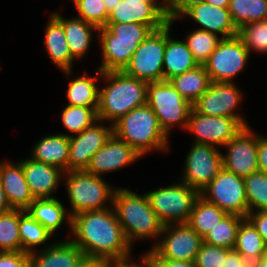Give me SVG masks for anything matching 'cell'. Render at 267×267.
Returning a JSON list of instances; mask_svg holds the SVG:
<instances>
[{
  "label": "cell",
  "mask_w": 267,
  "mask_h": 267,
  "mask_svg": "<svg viewBox=\"0 0 267 267\" xmlns=\"http://www.w3.org/2000/svg\"><path fill=\"white\" fill-rule=\"evenodd\" d=\"M70 236H73L71 240L86 258L112 263L132 256V246L125 237L113 206L72 216Z\"/></svg>",
  "instance_id": "1"
},
{
  "label": "cell",
  "mask_w": 267,
  "mask_h": 267,
  "mask_svg": "<svg viewBox=\"0 0 267 267\" xmlns=\"http://www.w3.org/2000/svg\"><path fill=\"white\" fill-rule=\"evenodd\" d=\"M104 87H99L98 120L114 124L136 107L147 103L148 82L123 71L102 72Z\"/></svg>",
  "instance_id": "2"
},
{
  "label": "cell",
  "mask_w": 267,
  "mask_h": 267,
  "mask_svg": "<svg viewBox=\"0 0 267 267\" xmlns=\"http://www.w3.org/2000/svg\"><path fill=\"white\" fill-rule=\"evenodd\" d=\"M112 206L128 243L135 240L161 238L164 224L159 220L146 194H137L127 188H116Z\"/></svg>",
  "instance_id": "3"
},
{
  "label": "cell",
  "mask_w": 267,
  "mask_h": 267,
  "mask_svg": "<svg viewBox=\"0 0 267 267\" xmlns=\"http://www.w3.org/2000/svg\"><path fill=\"white\" fill-rule=\"evenodd\" d=\"M153 29L140 23H107L98 30L102 72L123 71L132 55Z\"/></svg>",
  "instance_id": "4"
},
{
  "label": "cell",
  "mask_w": 267,
  "mask_h": 267,
  "mask_svg": "<svg viewBox=\"0 0 267 267\" xmlns=\"http://www.w3.org/2000/svg\"><path fill=\"white\" fill-rule=\"evenodd\" d=\"M113 134L127 142L141 157L154 150L169 151V137L147 103L134 108L115 122Z\"/></svg>",
  "instance_id": "5"
},
{
  "label": "cell",
  "mask_w": 267,
  "mask_h": 267,
  "mask_svg": "<svg viewBox=\"0 0 267 267\" xmlns=\"http://www.w3.org/2000/svg\"><path fill=\"white\" fill-rule=\"evenodd\" d=\"M63 179L71 206V217L85 211L112 207L116 188H112L104 178L81 170L65 172Z\"/></svg>",
  "instance_id": "6"
},
{
  "label": "cell",
  "mask_w": 267,
  "mask_h": 267,
  "mask_svg": "<svg viewBox=\"0 0 267 267\" xmlns=\"http://www.w3.org/2000/svg\"><path fill=\"white\" fill-rule=\"evenodd\" d=\"M147 104L154 111L160 127L168 137L176 125L186 130L192 105L179 94L170 81L148 83Z\"/></svg>",
  "instance_id": "7"
},
{
  "label": "cell",
  "mask_w": 267,
  "mask_h": 267,
  "mask_svg": "<svg viewBox=\"0 0 267 267\" xmlns=\"http://www.w3.org/2000/svg\"><path fill=\"white\" fill-rule=\"evenodd\" d=\"M151 208L165 224L187 223L199 192L182 181L145 193Z\"/></svg>",
  "instance_id": "8"
},
{
  "label": "cell",
  "mask_w": 267,
  "mask_h": 267,
  "mask_svg": "<svg viewBox=\"0 0 267 267\" xmlns=\"http://www.w3.org/2000/svg\"><path fill=\"white\" fill-rule=\"evenodd\" d=\"M166 47V24L153 30L141 42L123 72L148 83L164 81L163 58Z\"/></svg>",
  "instance_id": "9"
},
{
  "label": "cell",
  "mask_w": 267,
  "mask_h": 267,
  "mask_svg": "<svg viewBox=\"0 0 267 267\" xmlns=\"http://www.w3.org/2000/svg\"><path fill=\"white\" fill-rule=\"evenodd\" d=\"M160 240L147 251L154 259L195 261L203 238L187 223L165 224Z\"/></svg>",
  "instance_id": "10"
},
{
  "label": "cell",
  "mask_w": 267,
  "mask_h": 267,
  "mask_svg": "<svg viewBox=\"0 0 267 267\" xmlns=\"http://www.w3.org/2000/svg\"><path fill=\"white\" fill-rule=\"evenodd\" d=\"M199 195L228 214L246 218L249 213L244 179L224 168Z\"/></svg>",
  "instance_id": "11"
},
{
  "label": "cell",
  "mask_w": 267,
  "mask_h": 267,
  "mask_svg": "<svg viewBox=\"0 0 267 267\" xmlns=\"http://www.w3.org/2000/svg\"><path fill=\"white\" fill-rule=\"evenodd\" d=\"M250 53L238 36L222 38L204 64L212 82L234 83L235 77L245 69Z\"/></svg>",
  "instance_id": "12"
},
{
  "label": "cell",
  "mask_w": 267,
  "mask_h": 267,
  "mask_svg": "<svg viewBox=\"0 0 267 267\" xmlns=\"http://www.w3.org/2000/svg\"><path fill=\"white\" fill-rule=\"evenodd\" d=\"M222 154L216 146L194 142L185 159L180 181L200 193L223 168Z\"/></svg>",
  "instance_id": "13"
},
{
  "label": "cell",
  "mask_w": 267,
  "mask_h": 267,
  "mask_svg": "<svg viewBox=\"0 0 267 267\" xmlns=\"http://www.w3.org/2000/svg\"><path fill=\"white\" fill-rule=\"evenodd\" d=\"M241 90L235 83L212 82L207 91L192 105L203 115L222 116L237 119L244 127L249 124L236 110L242 102Z\"/></svg>",
  "instance_id": "14"
},
{
  "label": "cell",
  "mask_w": 267,
  "mask_h": 267,
  "mask_svg": "<svg viewBox=\"0 0 267 267\" xmlns=\"http://www.w3.org/2000/svg\"><path fill=\"white\" fill-rule=\"evenodd\" d=\"M243 128L235 118L203 115L192 107L186 130L194 134L195 143L224 147Z\"/></svg>",
  "instance_id": "15"
},
{
  "label": "cell",
  "mask_w": 267,
  "mask_h": 267,
  "mask_svg": "<svg viewBox=\"0 0 267 267\" xmlns=\"http://www.w3.org/2000/svg\"><path fill=\"white\" fill-rule=\"evenodd\" d=\"M224 147L228 149L222 154L224 169L242 178L259 171L257 134L250 126L244 127Z\"/></svg>",
  "instance_id": "16"
},
{
  "label": "cell",
  "mask_w": 267,
  "mask_h": 267,
  "mask_svg": "<svg viewBox=\"0 0 267 267\" xmlns=\"http://www.w3.org/2000/svg\"><path fill=\"white\" fill-rule=\"evenodd\" d=\"M103 123V121L98 120L80 134L69 137L68 172L86 170L92 156L113 135V125L104 126Z\"/></svg>",
  "instance_id": "17"
},
{
  "label": "cell",
  "mask_w": 267,
  "mask_h": 267,
  "mask_svg": "<svg viewBox=\"0 0 267 267\" xmlns=\"http://www.w3.org/2000/svg\"><path fill=\"white\" fill-rule=\"evenodd\" d=\"M107 23H140L157 30L168 23L166 6L161 0H121Z\"/></svg>",
  "instance_id": "18"
},
{
  "label": "cell",
  "mask_w": 267,
  "mask_h": 267,
  "mask_svg": "<svg viewBox=\"0 0 267 267\" xmlns=\"http://www.w3.org/2000/svg\"><path fill=\"white\" fill-rule=\"evenodd\" d=\"M139 158L142 157L127 142L118 139L113 134L106 144L92 156L86 171L103 177L102 175L120 170L138 161Z\"/></svg>",
  "instance_id": "19"
},
{
  "label": "cell",
  "mask_w": 267,
  "mask_h": 267,
  "mask_svg": "<svg viewBox=\"0 0 267 267\" xmlns=\"http://www.w3.org/2000/svg\"><path fill=\"white\" fill-rule=\"evenodd\" d=\"M188 16L201 26L198 29L215 33L222 38H230L238 34V29L231 19L228 7H217L207 2L199 3L187 9L180 18L169 22L173 25L174 21Z\"/></svg>",
  "instance_id": "20"
},
{
  "label": "cell",
  "mask_w": 267,
  "mask_h": 267,
  "mask_svg": "<svg viewBox=\"0 0 267 267\" xmlns=\"http://www.w3.org/2000/svg\"><path fill=\"white\" fill-rule=\"evenodd\" d=\"M0 181L12 209L26 210L35 200L25 178L22 160L0 161Z\"/></svg>",
  "instance_id": "21"
},
{
  "label": "cell",
  "mask_w": 267,
  "mask_h": 267,
  "mask_svg": "<svg viewBox=\"0 0 267 267\" xmlns=\"http://www.w3.org/2000/svg\"><path fill=\"white\" fill-rule=\"evenodd\" d=\"M22 168L34 198H55L53 193L65 174L62 169L30 157L22 160Z\"/></svg>",
  "instance_id": "22"
},
{
  "label": "cell",
  "mask_w": 267,
  "mask_h": 267,
  "mask_svg": "<svg viewBox=\"0 0 267 267\" xmlns=\"http://www.w3.org/2000/svg\"><path fill=\"white\" fill-rule=\"evenodd\" d=\"M66 240H55L48 247L29 253V267H77L84 258L83 252L71 239Z\"/></svg>",
  "instance_id": "23"
},
{
  "label": "cell",
  "mask_w": 267,
  "mask_h": 267,
  "mask_svg": "<svg viewBox=\"0 0 267 267\" xmlns=\"http://www.w3.org/2000/svg\"><path fill=\"white\" fill-rule=\"evenodd\" d=\"M44 45L53 63L69 77L73 74V62L71 51L65 37L63 25L51 14L48 18L44 33Z\"/></svg>",
  "instance_id": "24"
},
{
  "label": "cell",
  "mask_w": 267,
  "mask_h": 267,
  "mask_svg": "<svg viewBox=\"0 0 267 267\" xmlns=\"http://www.w3.org/2000/svg\"><path fill=\"white\" fill-rule=\"evenodd\" d=\"M172 24H166V47L163 58L164 81L191 70L199 64L195 61L186 42L170 36Z\"/></svg>",
  "instance_id": "25"
},
{
  "label": "cell",
  "mask_w": 267,
  "mask_h": 267,
  "mask_svg": "<svg viewBox=\"0 0 267 267\" xmlns=\"http://www.w3.org/2000/svg\"><path fill=\"white\" fill-rule=\"evenodd\" d=\"M64 206L57 197L35 198L26 211L52 234H55L65 221L69 228L67 237H71L72 217Z\"/></svg>",
  "instance_id": "26"
},
{
  "label": "cell",
  "mask_w": 267,
  "mask_h": 267,
  "mask_svg": "<svg viewBox=\"0 0 267 267\" xmlns=\"http://www.w3.org/2000/svg\"><path fill=\"white\" fill-rule=\"evenodd\" d=\"M69 144V136L63 133L47 135L35 143L30 158L68 172Z\"/></svg>",
  "instance_id": "27"
},
{
  "label": "cell",
  "mask_w": 267,
  "mask_h": 267,
  "mask_svg": "<svg viewBox=\"0 0 267 267\" xmlns=\"http://www.w3.org/2000/svg\"><path fill=\"white\" fill-rule=\"evenodd\" d=\"M51 14L63 25L72 57L75 60L84 58L90 49L93 31L97 33L99 29L78 17L66 19L58 11Z\"/></svg>",
  "instance_id": "28"
},
{
  "label": "cell",
  "mask_w": 267,
  "mask_h": 267,
  "mask_svg": "<svg viewBox=\"0 0 267 267\" xmlns=\"http://www.w3.org/2000/svg\"><path fill=\"white\" fill-rule=\"evenodd\" d=\"M96 75H86L71 79L67 88L68 105L93 108L97 112L99 86L96 82L102 78V71L96 68Z\"/></svg>",
  "instance_id": "29"
},
{
  "label": "cell",
  "mask_w": 267,
  "mask_h": 267,
  "mask_svg": "<svg viewBox=\"0 0 267 267\" xmlns=\"http://www.w3.org/2000/svg\"><path fill=\"white\" fill-rule=\"evenodd\" d=\"M179 94L193 105L208 89L211 80L204 65L177 75L169 80Z\"/></svg>",
  "instance_id": "30"
},
{
  "label": "cell",
  "mask_w": 267,
  "mask_h": 267,
  "mask_svg": "<svg viewBox=\"0 0 267 267\" xmlns=\"http://www.w3.org/2000/svg\"><path fill=\"white\" fill-rule=\"evenodd\" d=\"M234 250L251 263L267 256V244L247 218L240 223Z\"/></svg>",
  "instance_id": "31"
},
{
  "label": "cell",
  "mask_w": 267,
  "mask_h": 267,
  "mask_svg": "<svg viewBox=\"0 0 267 267\" xmlns=\"http://www.w3.org/2000/svg\"><path fill=\"white\" fill-rule=\"evenodd\" d=\"M227 214L226 211L199 195L193 205L187 224L204 238Z\"/></svg>",
  "instance_id": "32"
},
{
  "label": "cell",
  "mask_w": 267,
  "mask_h": 267,
  "mask_svg": "<svg viewBox=\"0 0 267 267\" xmlns=\"http://www.w3.org/2000/svg\"><path fill=\"white\" fill-rule=\"evenodd\" d=\"M19 235L22 252L32 253L35 251V247L43 245L42 249H44L52 244L47 241L51 239L53 234L23 209H19Z\"/></svg>",
  "instance_id": "33"
},
{
  "label": "cell",
  "mask_w": 267,
  "mask_h": 267,
  "mask_svg": "<svg viewBox=\"0 0 267 267\" xmlns=\"http://www.w3.org/2000/svg\"><path fill=\"white\" fill-rule=\"evenodd\" d=\"M228 10L239 29L246 24L267 19V0H230Z\"/></svg>",
  "instance_id": "34"
},
{
  "label": "cell",
  "mask_w": 267,
  "mask_h": 267,
  "mask_svg": "<svg viewBox=\"0 0 267 267\" xmlns=\"http://www.w3.org/2000/svg\"><path fill=\"white\" fill-rule=\"evenodd\" d=\"M244 217L237 214H227L219 224L209 231L203 242L233 250L236 245L237 232Z\"/></svg>",
  "instance_id": "35"
},
{
  "label": "cell",
  "mask_w": 267,
  "mask_h": 267,
  "mask_svg": "<svg viewBox=\"0 0 267 267\" xmlns=\"http://www.w3.org/2000/svg\"><path fill=\"white\" fill-rule=\"evenodd\" d=\"M183 40L191 50L195 61L199 65H204L222 37L206 30L195 29L192 33L188 32Z\"/></svg>",
  "instance_id": "36"
},
{
  "label": "cell",
  "mask_w": 267,
  "mask_h": 267,
  "mask_svg": "<svg viewBox=\"0 0 267 267\" xmlns=\"http://www.w3.org/2000/svg\"><path fill=\"white\" fill-rule=\"evenodd\" d=\"M19 209L0 214V252H21Z\"/></svg>",
  "instance_id": "37"
},
{
  "label": "cell",
  "mask_w": 267,
  "mask_h": 267,
  "mask_svg": "<svg viewBox=\"0 0 267 267\" xmlns=\"http://www.w3.org/2000/svg\"><path fill=\"white\" fill-rule=\"evenodd\" d=\"M61 120L64 128L70 132V134L64 133V135L71 137L91 127L98 121V117L93 108L67 105L62 109Z\"/></svg>",
  "instance_id": "38"
},
{
  "label": "cell",
  "mask_w": 267,
  "mask_h": 267,
  "mask_svg": "<svg viewBox=\"0 0 267 267\" xmlns=\"http://www.w3.org/2000/svg\"><path fill=\"white\" fill-rule=\"evenodd\" d=\"M243 179L249 212L267 211V174L257 171Z\"/></svg>",
  "instance_id": "39"
},
{
  "label": "cell",
  "mask_w": 267,
  "mask_h": 267,
  "mask_svg": "<svg viewBox=\"0 0 267 267\" xmlns=\"http://www.w3.org/2000/svg\"><path fill=\"white\" fill-rule=\"evenodd\" d=\"M237 36L249 51L267 53V19L252 22L238 29Z\"/></svg>",
  "instance_id": "40"
},
{
  "label": "cell",
  "mask_w": 267,
  "mask_h": 267,
  "mask_svg": "<svg viewBox=\"0 0 267 267\" xmlns=\"http://www.w3.org/2000/svg\"><path fill=\"white\" fill-rule=\"evenodd\" d=\"M78 11V18L98 29L105 27L109 14L103 0H72Z\"/></svg>",
  "instance_id": "41"
},
{
  "label": "cell",
  "mask_w": 267,
  "mask_h": 267,
  "mask_svg": "<svg viewBox=\"0 0 267 267\" xmlns=\"http://www.w3.org/2000/svg\"><path fill=\"white\" fill-rule=\"evenodd\" d=\"M231 249L203 242L195 258L197 267H223Z\"/></svg>",
  "instance_id": "42"
},
{
  "label": "cell",
  "mask_w": 267,
  "mask_h": 267,
  "mask_svg": "<svg viewBox=\"0 0 267 267\" xmlns=\"http://www.w3.org/2000/svg\"><path fill=\"white\" fill-rule=\"evenodd\" d=\"M0 267H29V253L0 252Z\"/></svg>",
  "instance_id": "43"
},
{
  "label": "cell",
  "mask_w": 267,
  "mask_h": 267,
  "mask_svg": "<svg viewBox=\"0 0 267 267\" xmlns=\"http://www.w3.org/2000/svg\"><path fill=\"white\" fill-rule=\"evenodd\" d=\"M204 0H173L166 7V17L168 22L176 18H180L181 15L189 9L191 6L203 3Z\"/></svg>",
  "instance_id": "44"
},
{
  "label": "cell",
  "mask_w": 267,
  "mask_h": 267,
  "mask_svg": "<svg viewBox=\"0 0 267 267\" xmlns=\"http://www.w3.org/2000/svg\"><path fill=\"white\" fill-rule=\"evenodd\" d=\"M140 257L139 264L137 262L134 263L133 260H130L131 257L128 256L112 262L110 267H157L154 258L148 252L143 253Z\"/></svg>",
  "instance_id": "45"
},
{
  "label": "cell",
  "mask_w": 267,
  "mask_h": 267,
  "mask_svg": "<svg viewBox=\"0 0 267 267\" xmlns=\"http://www.w3.org/2000/svg\"><path fill=\"white\" fill-rule=\"evenodd\" d=\"M267 244V211L249 212L246 217Z\"/></svg>",
  "instance_id": "46"
},
{
  "label": "cell",
  "mask_w": 267,
  "mask_h": 267,
  "mask_svg": "<svg viewBox=\"0 0 267 267\" xmlns=\"http://www.w3.org/2000/svg\"><path fill=\"white\" fill-rule=\"evenodd\" d=\"M258 169L267 174V137L257 135Z\"/></svg>",
  "instance_id": "47"
},
{
  "label": "cell",
  "mask_w": 267,
  "mask_h": 267,
  "mask_svg": "<svg viewBox=\"0 0 267 267\" xmlns=\"http://www.w3.org/2000/svg\"><path fill=\"white\" fill-rule=\"evenodd\" d=\"M223 267H252V263L246 261L238 252L233 249L227 254Z\"/></svg>",
  "instance_id": "48"
},
{
  "label": "cell",
  "mask_w": 267,
  "mask_h": 267,
  "mask_svg": "<svg viewBox=\"0 0 267 267\" xmlns=\"http://www.w3.org/2000/svg\"><path fill=\"white\" fill-rule=\"evenodd\" d=\"M157 267H197L195 261L154 259Z\"/></svg>",
  "instance_id": "49"
},
{
  "label": "cell",
  "mask_w": 267,
  "mask_h": 267,
  "mask_svg": "<svg viewBox=\"0 0 267 267\" xmlns=\"http://www.w3.org/2000/svg\"><path fill=\"white\" fill-rule=\"evenodd\" d=\"M111 263L103 259L84 257L77 267H110Z\"/></svg>",
  "instance_id": "50"
},
{
  "label": "cell",
  "mask_w": 267,
  "mask_h": 267,
  "mask_svg": "<svg viewBox=\"0 0 267 267\" xmlns=\"http://www.w3.org/2000/svg\"><path fill=\"white\" fill-rule=\"evenodd\" d=\"M11 209L12 208L6 199L5 192L3 190V186L0 181V214L6 213Z\"/></svg>",
  "instance_id": "51"
},
{
  "label": "cell",
  "mask_w": 267,
  "mask_h": 267,
  "mask_svg": "<svg viewBox=\"0 0 267 267\" xmlns=\"http://www.w3.org/2000/svg\"><path fill=\"white\" fill-rule=\"evenodd\" d=\"M121 0H103L106 11L109 14Z\"/></svg>",
  "instance_id": "52"
},
{
  "label": "cell",
  "mask_w": 267,
  "mask_h": 267,
  "mask_svg": "<svg viewBox=\"0 0 267 267\" xmlns=\"http://www.w3.org/2000/svg\"><path fill=\"white\" fill-rule=\"evenodd\" d=\"M204 2L210 3L217 7H228L230 0H204Z\"/></svg>",
  "instance_id": "53"
},
{
  "label": "cell",
  "mask_w": 267,
  "mask_h": 267,
  "mask_svg": "<svg viewBox=\"0 0 267 267\" xmlns=\"http://www.w3.org/2000/svg\"><path fill=\"white\" fill-rule=\"evenodd\" d=\"M252 267H267V256L252 262Z\"/></svg>",
  "instance_id": "54"
},
{
  "label": "cell",
  "mask_w": 267,
  "mask_h": 267,
  "mask_svg": "<svg viewBox=\"0 0 267 267\" xmlns=\"http://www.w3.org/2000/svg\"><path fill=\"white\" fill-rule=\"evenodd\" d=\"M161 1L167 7L173 0H161Z\"/></svg>",
  "instance_id": "55"
}]
</instances>
